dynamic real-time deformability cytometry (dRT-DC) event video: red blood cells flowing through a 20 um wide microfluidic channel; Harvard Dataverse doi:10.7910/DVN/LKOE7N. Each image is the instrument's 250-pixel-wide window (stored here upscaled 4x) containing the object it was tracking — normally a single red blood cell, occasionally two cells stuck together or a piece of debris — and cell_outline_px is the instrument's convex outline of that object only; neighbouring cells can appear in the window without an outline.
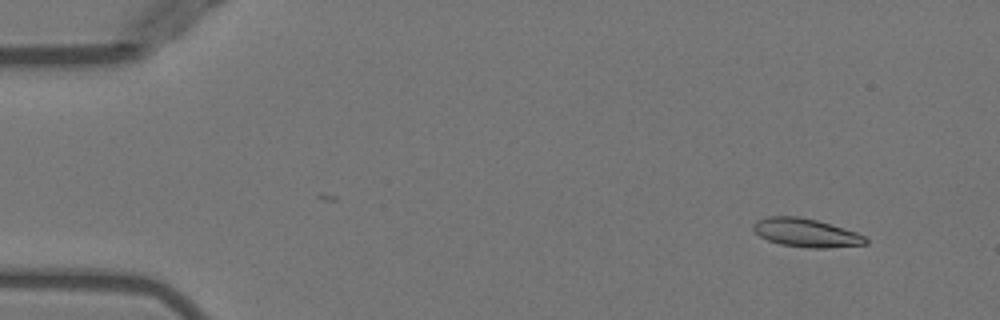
{"species": "Egyptian fruit bat (a non-hibernating species)", "species_latin": "Rousettus aegyptiacus", "temperature_condition": "warm", "stored_images_in_passage": 49, "camera_frame_rate_fps": 3000, "um_per_image_px": 0.085, "animal": {"sex": "female"}, "frame": {"image": 1, "passage_image": 2, "time_ms": 0.333, "image_size_px": [1000, 320], "cell_outline_px": [[868, 244], [828, 248], [808, 248], [780, 244], [768, 240], [760, 236], [752, 228], [752, 224], [756, 220], [768, 216], [800, 216], [816, 220], [844, 228], [856, 232], [864, 236], [868, 240]], "centroid_in_image_um": [68.51, 19.78], "position_along_channel_um": 16.5, "area_um2": 18.73}}
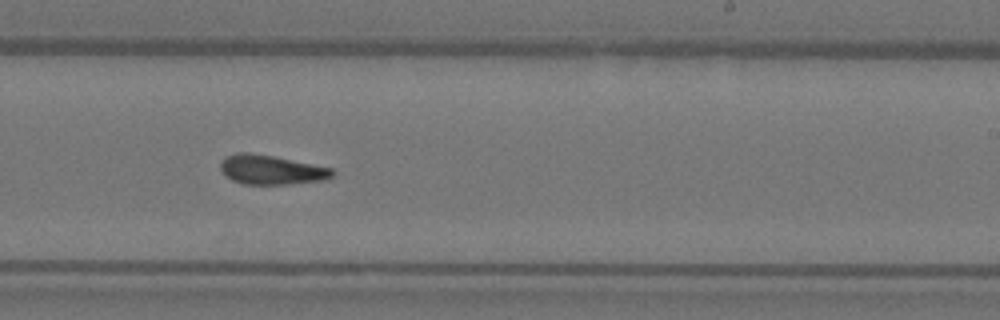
{"frame": {"image": 2, "passage_image": 29, "time_ms": 9.333, "image_size_px": [1000, 320], "cell_outline_px": [[336, 172], [328, 180], [292, 184], [244, 184], [232, 180], [224, 176], [220, 168], [220, 164], [228, 156], [240, 152], [248, 152], [272, 156], [332, 168]], "centroid_in_image_um": [23.09, 14.45], "position_along_channel_um": 265.9, "area_um2": 19.13}}
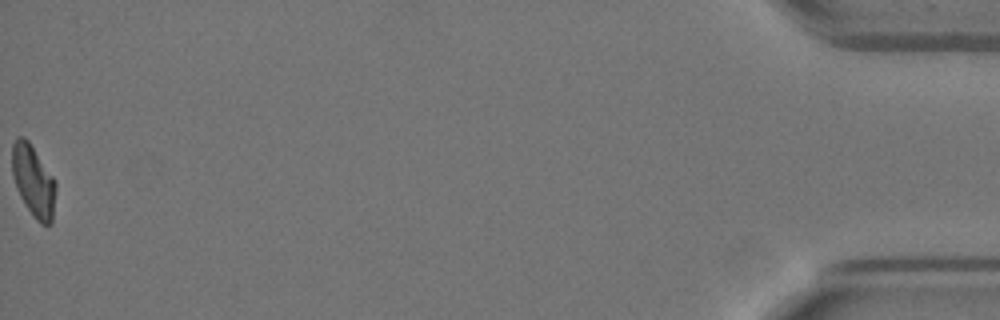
{"frame": {"image": 3, "passage_image": 49, "time_ms": 16.0, "image_size_px": [1000, 320], "cell_outline_px": [[56, 188], [52, 224], [40, 224], [32, 216], [20, 196], [16, 188], [12, 176], [12, 144], [20, 136], [24, 136], [28, 140], [56, 180]], "centroid_in_image_um": [2.84, 15.4], "position_along_channel_um": 432.4, "area_um2": 18.38}, "authors_computed_cell_mechanics": {"area_um2": 18.8428, "velocity_mm_per_s": 3.9793, "shape_relaxation_time_tau1_ms": null, "shape_relaxation_time_tau2_ms": 3.5498, "deformation_change_tau1": null, "deformation_change_tau2": 0.1239}}